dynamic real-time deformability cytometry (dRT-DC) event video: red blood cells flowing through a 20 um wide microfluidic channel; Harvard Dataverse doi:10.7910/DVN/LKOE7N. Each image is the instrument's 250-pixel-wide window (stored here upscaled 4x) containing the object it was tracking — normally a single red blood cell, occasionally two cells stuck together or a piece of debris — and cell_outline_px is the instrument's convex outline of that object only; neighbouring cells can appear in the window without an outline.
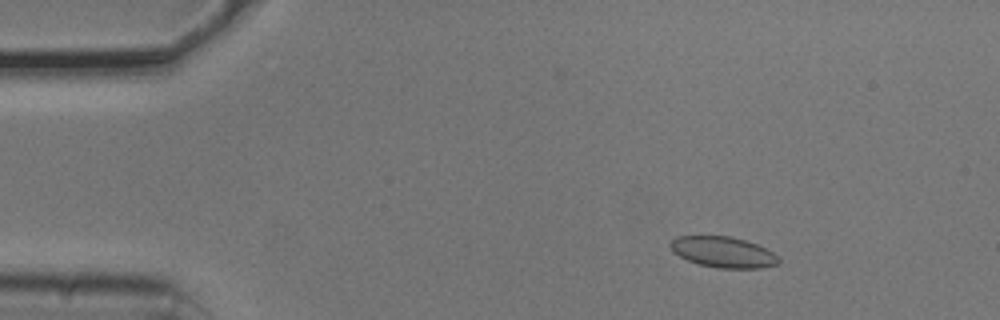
{"species": "common noctule bat (a hibernating species)", "species_latin": "Nyctalus noctula", "temperature_condition": "cold", "stored_images_in_passage": 53, "camera_frame_rate_fps": 3000, "um_per_image_px": 0.085, "animal": {"sex": "male", "body_mass_g": 20.5, "forearm_length_mm": 52.5}, "frame": {"image": 1, "passage_image": 7, "time_ms": 2.0, "image_size_px": [1000, 320], "cell_outline_px": [[780, 260], [776, 264], [760, 268], [720, 268], [700, 264], [688, 260], [672, 252], [668, 244], [676, 236], [728, 236], [744, 240], [756, 244], [780, 256]], "centroid_in_image_um": [61.44, 21.42], "position_along_channel_um": 23.6, "area_um2": 19.31}}
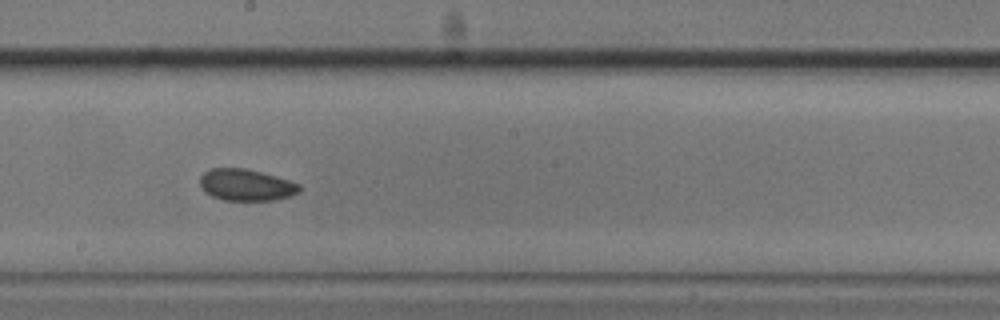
{"frame": {"image": 2, "passage_image": 29, "time_ms": 9.333, "image_size_px": [1000, 320], "cell_outline_px": [[300, 192], [276, 200], [224, 200], [212, 196], [204, 192], [200, 184], [200, 176], [204, 172], [212, 168], [244, 168], [276, 176], [300, 184]], "centroid_in_image_um": [20.9, 15.72], "position_along_channel_um": 227.3, "area_um2": 18.26}}
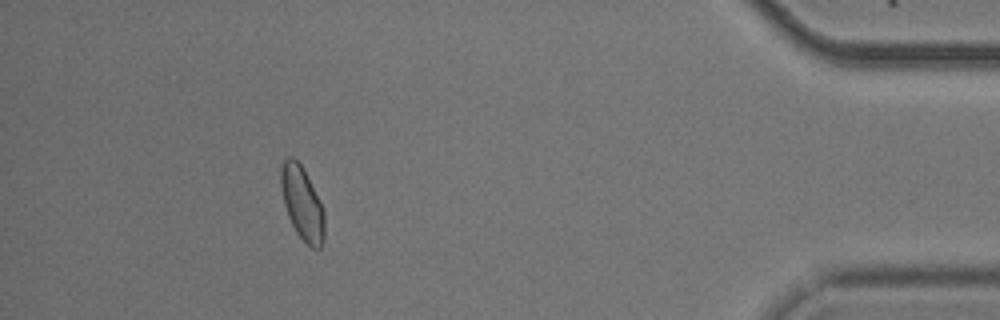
{"frame": {"image": 3, "passage_image": 48, "time_ms": 15.667, "image_size_px": [1000, 320], "cell_outline_px": [[324, 240], [320, 248], [312, 248], [296, 232], [288, 216], [284, 204], [280, 184], [280, 168], [284, 160], [288, 156], [292, 156], [300, 164], [320, 200], [324, 208]], "centroid_in_image_um": [25.68, 17.27], "position_along_channel_um": 409.5, "area_um2": 18.5}, "authors_computed_cell_mechanics": {"area_um2": 18.8428, "velocity_mm_per_s": 3.7532, "shape_relaxation_time_tau1_ms": 5.3991, "shape_relaxation_time_tau2_ms": 2.0592, "deformation_change_tau1": 0.0802, "deformation_change_tau2": 0.0516}}